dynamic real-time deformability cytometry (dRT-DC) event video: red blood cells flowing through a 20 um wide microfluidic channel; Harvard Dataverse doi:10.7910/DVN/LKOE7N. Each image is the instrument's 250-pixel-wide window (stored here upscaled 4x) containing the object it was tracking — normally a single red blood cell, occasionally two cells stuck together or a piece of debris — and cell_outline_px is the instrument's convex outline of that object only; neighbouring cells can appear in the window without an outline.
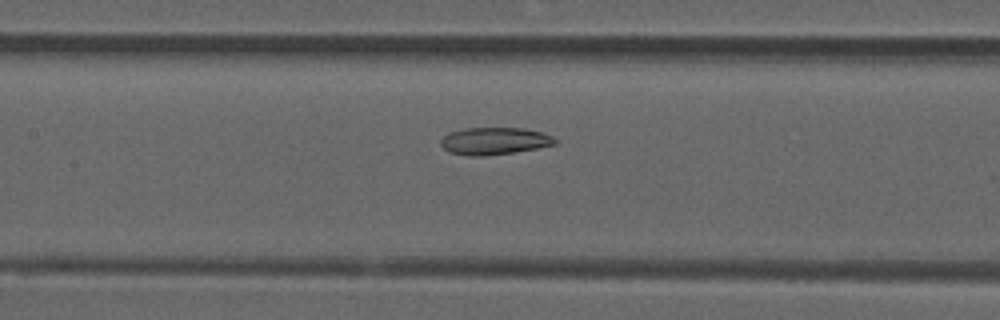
{"species": "common noctule bat (a hibernating species)", "species_latin": "Nyctalus noctula", "temperature_condition": "room temperature", "stored_images_in_passage": 45, "camera_frame_rate_fps": 3000, "um_per_image_px": 0.085, "animal": {"sex": "male", "forearm_length_mm": 52.5}, "frame": {"image": 1, "passage_image": 17, "time_ms": 5.333, "image_size_px": [1000, 320], "cell_outline_px": [[556, 144], [536, 148], [512, 152], [480, 156], [468, 156], [448, 152], [440, 144], [440, 140], [444, 136], [452, 132], [464, 128], [524, 128], [544, 132], [552, 136], [556, 140]], "centroid_in_image_um": [42.02, 11.98], "position_along_channel_um": 165.4, "area_um2": 18.03}}
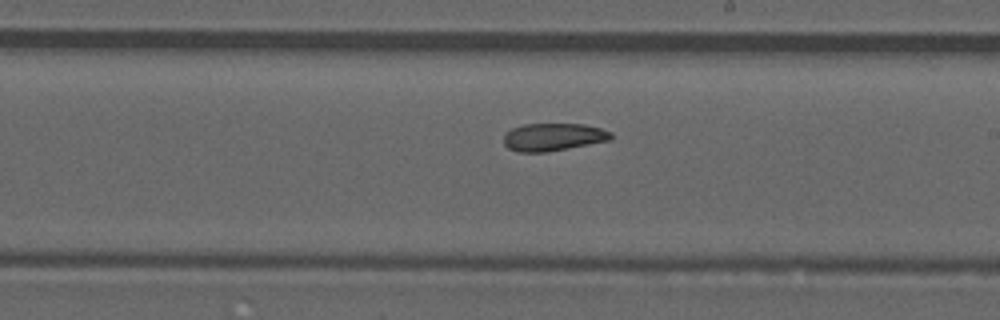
{"frame": {"image": 2, "passage_image": 23, "time_ms": 7.333, "image_size_px": [1000, 320], "cell_outline_px": [[612, 140], [568, 148], [544, 152], [516, 152], [508, 148], [504, 144], [504, 132], [512, 128], [524, 124], [584, 124], [600, 128], [612, 132]], "centroid_in_image_um": [47.01, 11.64], "position_along_channel_um": 242.0, "area_um2": 17.4}}
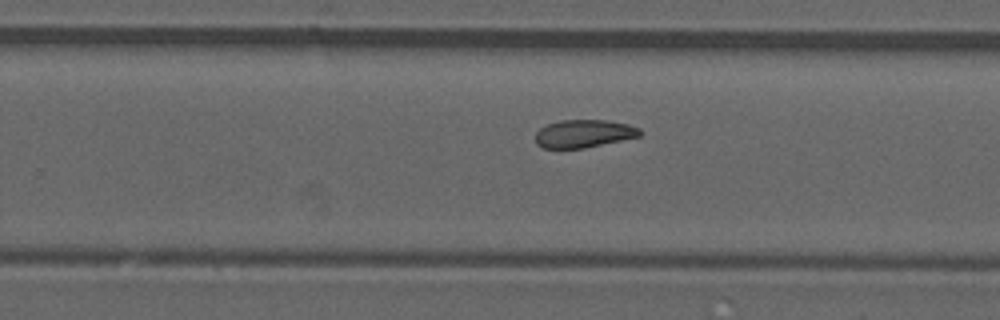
{"frame": {"image": 3, "passage_image": 26, "time_ms": 8.333, "image_size_px": [1000, 320], "cell_outline_px": [[644, 132], [640, 136], [584, 148], [544, 148], [536, 144], [536, 132], [540, 128], [548, 124], [560, 120], [608, 120], [628, 124], [640, 128]], "centroid_in_image_um": [49.65, 11.35], "position_along_channel_um": 280.2, "area_um2": 16.99}}